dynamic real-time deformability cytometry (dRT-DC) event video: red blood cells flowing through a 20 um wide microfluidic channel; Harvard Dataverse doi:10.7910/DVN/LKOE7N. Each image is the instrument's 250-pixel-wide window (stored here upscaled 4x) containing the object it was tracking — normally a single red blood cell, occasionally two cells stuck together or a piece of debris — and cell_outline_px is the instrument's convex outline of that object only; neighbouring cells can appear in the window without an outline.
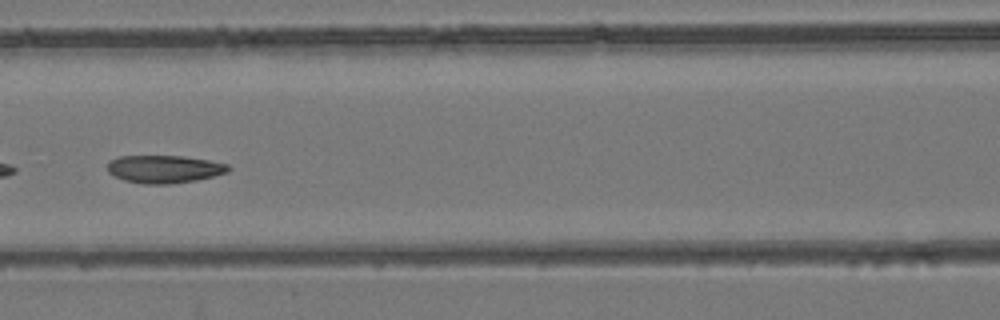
{"species": "common noctule bat (a hibernating species)", "species_latin": "Nyctalus noctula", "temperature_condition": "room temperature", "stored_images_in_passage": 9, "camera_frame_rate_fps": 3000, "um_per_image_px": 0.085, "animal": {"sex": "female", "body_mass_g": 24.6, "forearm_length_mm": 56.2}, "frame": {"image": 1, "passage_image": 6, "time_ms": 6.667, "image_size_px": [1000, 320], "cell_outline_px": [[232, 168], [228, 172], [196, 180], [168, 184], [144, 184], [124, 180], [108, 172], [108, 160], [120, 156], [184, 156], [208, 160], [228, 164]], "centroid_in_image_um": [13.97, 14.36], "position_along_channel_um": 152.6, "area_um2": 19.54}}
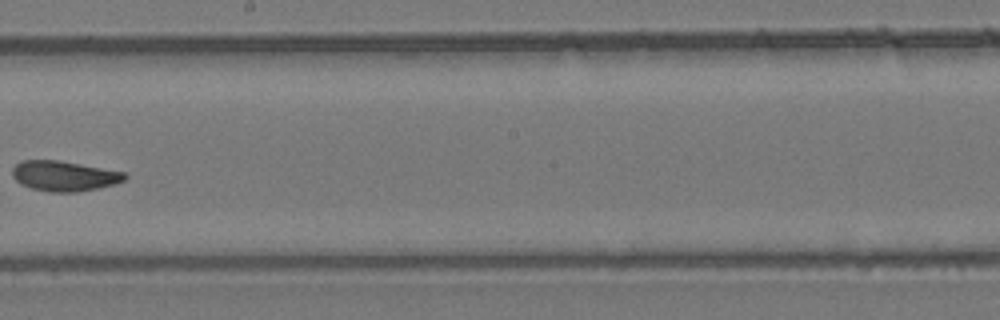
{"frame": {"image": 2, "passage_image": 8, "time_ms": 9.0, "image_size_px": [1000, 320], "cell_outline_px": [[128, 176], [124, 180], [116, 184], [100, 188], [76, 192], [52, 192], [32, 188], [20, 184], [12, 176], [12, 168], [20, 160], [60, 160], [124, 172]], "centroid_in_image_um": [5.45, 14.95], "position_along_channel_um": 242.7, "area_um2": 19.88}}
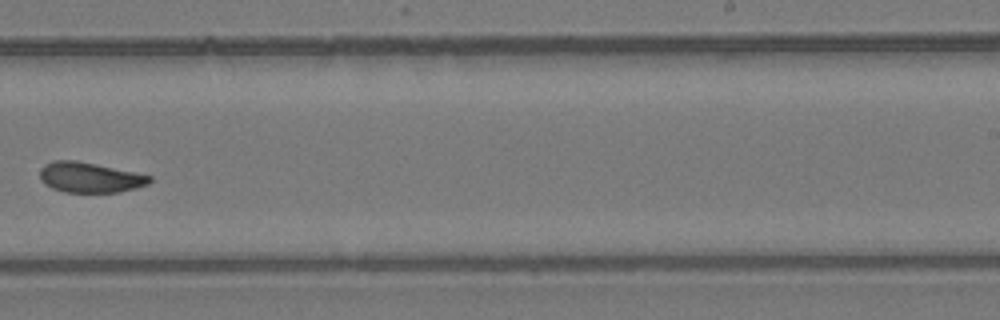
{"frame": {"image": 3, "passage_image": 9, "time_ms": 10.0, "image_size_px": [1000, 320], "cell_outline_px": [[152, 180], [148, 184], [136, 188], [120, 192], [64, 192], [52, 188], [40, 180], [40, 168], [44, 164], [52, 160], [76, 160], [152, 176]], "centroid_in_image_um": [7.61, 15.08], "position_along_channel_um": 281.4, "area_um2": 19.31}}